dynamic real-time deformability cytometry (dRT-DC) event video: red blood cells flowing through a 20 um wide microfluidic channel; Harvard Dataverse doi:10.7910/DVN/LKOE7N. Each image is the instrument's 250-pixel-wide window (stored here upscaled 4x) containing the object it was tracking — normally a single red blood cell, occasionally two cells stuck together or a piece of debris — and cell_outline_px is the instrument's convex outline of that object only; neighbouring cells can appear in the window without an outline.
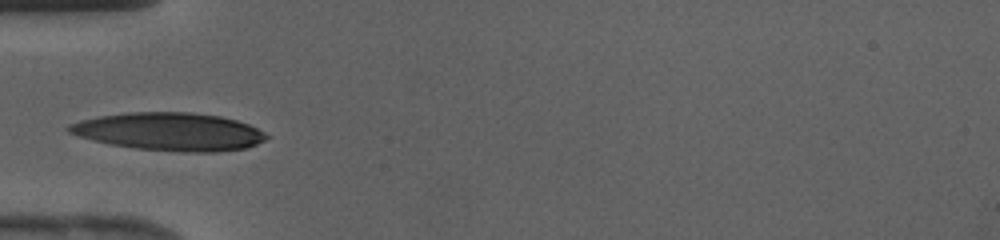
{"species": "human", "species_latin": "Homo sapiens", "temperature_condition": "cold", "stored_images_in_passage": 29, "camera_frame_rate_fps": 3000, "um_per_image_px": 0.085, "donor": {"sex": "female"}, "frame": {"image": 1, "passage_image": 1, "time_ms": 0.0, "image_size_px": [1000, 240], "cell_outline_px": [[268, 136], [264, 140], [256, 144], [244, 148], [216, 152], [192, 152], [136, 148], [108, 144], [80, 136], [68, 132], [68, 124], [80, 120], [100, 116], [128, 112], [192, 112], [220, 116], [236, 120], [248, 124], [264, 132]], "centroid_in_image_um": [14.4, 11.18], "position_along_channel_um": 70.6, "area_um2": 43.29}}
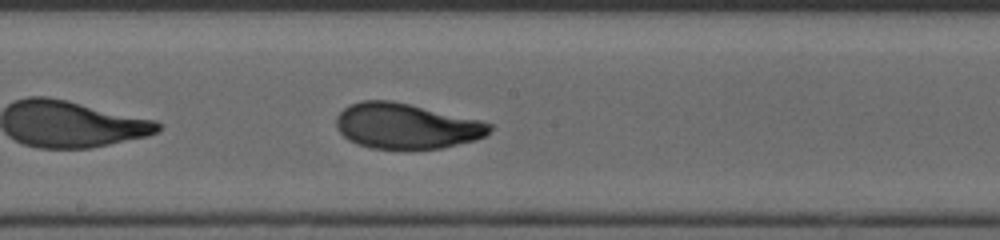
{"frame": {"image": 2, "passage_image": 10, "time_ms": 3.0, "image_size_px": [1000, 240], "cell_outline_px": [[492, 128], [484, 136], [472, 140], [440, 148], [372, 148], [356, 144], [348, 140], [336, 128], [336, 116], [348, 104], [360, 100], [392, 100], [480, 120], [492, 124]], "centroid_in_image_um": [34.47, 10.69], "position_along_channel_um": 213.7, "area_um2": 40.29}}
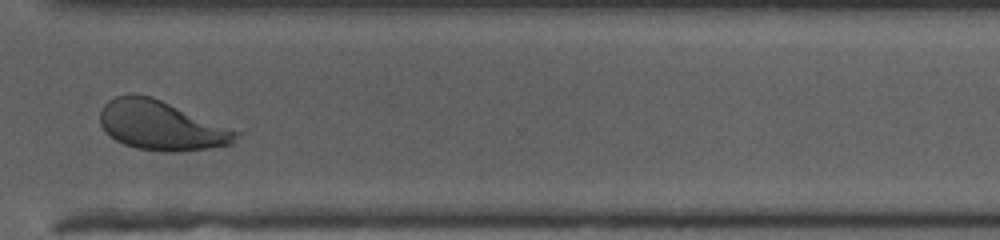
{"frame": {"image": 3, "passage_image": 19, "time_ms": 6.0, "image_size_px": [1000, 240], "cell_outline_px": [[244, 132], [232, 144], [208, 148], [172, 152], [164, 152], [136, 148], [124, 144], [116, 140], [100, 124], [100, 112], [104, 104], [108, 100], [116, 96], [152, 96]], "centroid_in_image_um": [13.79, 10.68], "position_along_channel_um": 356.8, "area_um2": 39.07}}